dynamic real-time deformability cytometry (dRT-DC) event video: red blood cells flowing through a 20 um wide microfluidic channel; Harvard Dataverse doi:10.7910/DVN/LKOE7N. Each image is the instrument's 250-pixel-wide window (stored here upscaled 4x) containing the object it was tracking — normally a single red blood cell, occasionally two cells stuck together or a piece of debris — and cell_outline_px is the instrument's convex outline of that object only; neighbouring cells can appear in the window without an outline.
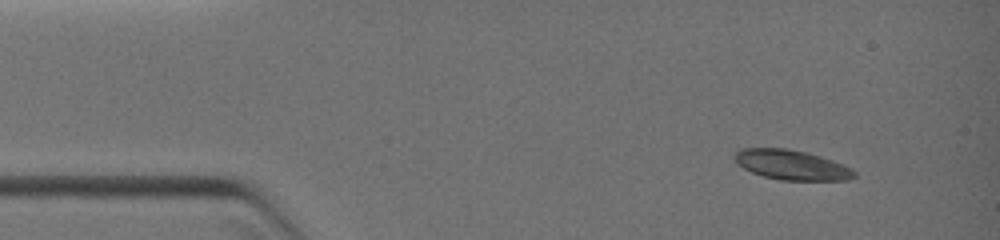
{"species": "common noctule bat (a hibernating species)", "species_latin": "Nyctalus noctula", "temperature_condition": "warm", "stored_images_in_passage": 7, "camera_frame_rate_fps": 3000, "um_per_image_px": 0.085, "animal": {"sex": "female", "body_mass_g": 19.0, "forearm_length_mm": 51.5}, "frame": {"image": 1, "passage_image": 1, "time_ms": 0.0, "image_size_px": [1000, 240], "cell_outline_px": [[856, 176], [848, 180], [780, 180], [764, 176], [752, 172], [744, 168], [732, 156], [740, 148], [788, 148], [808, 152], [832, 160], [856, 172]], "centroid_in_image_um": [67.27, 14.01], "position_along_channel_um": 17.7, "area_um2": 20.63}}
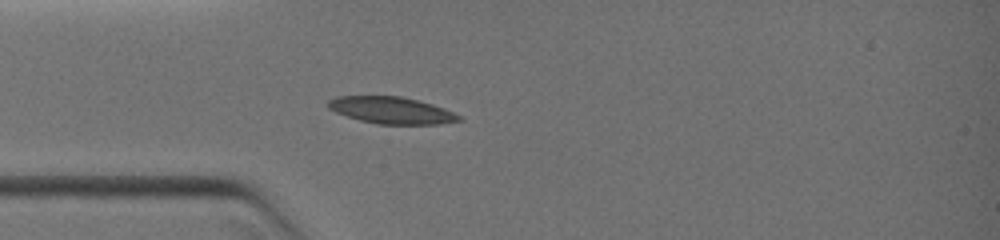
{"frame": {"image": 2, "passage_image": 5, "time_ms": 2.333, "image_size_px": [1000, 240], "cell_outline_px": [[464, 120], [440, 124], [376, 124], [360, 120], [336, 112], [328, 108], [328, 100], [336, 96], [400, 96], [432, 104], [444, 108], [460, 116]], "centroid_in_image_um": [33.28, 9.38], "position_along_channel_um": 51.7, "area_um2": 20.35}}
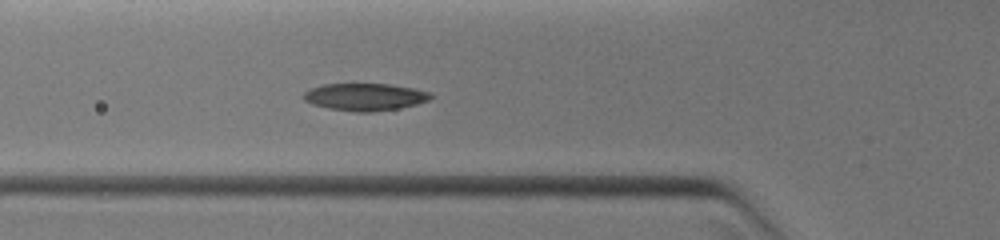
{"frame": {"image": 3, "passage_image": 7, "time_ms": 3.333, "image_size_px": [1000, 240], "cell_outline_px": [[432, 96], [428, 100], [416, 104], [400, 108], [372, 112], [356, 112], [328, 108], [312, 104], [304, 100], [304, 92], [312, 88], [324, 84], [388, 84], [412, 88], [432, 92]], "centroid_in_image_um": [31.03, 8.24], "position_along_channel_um": 94.8, "area_um2": 20.11}}